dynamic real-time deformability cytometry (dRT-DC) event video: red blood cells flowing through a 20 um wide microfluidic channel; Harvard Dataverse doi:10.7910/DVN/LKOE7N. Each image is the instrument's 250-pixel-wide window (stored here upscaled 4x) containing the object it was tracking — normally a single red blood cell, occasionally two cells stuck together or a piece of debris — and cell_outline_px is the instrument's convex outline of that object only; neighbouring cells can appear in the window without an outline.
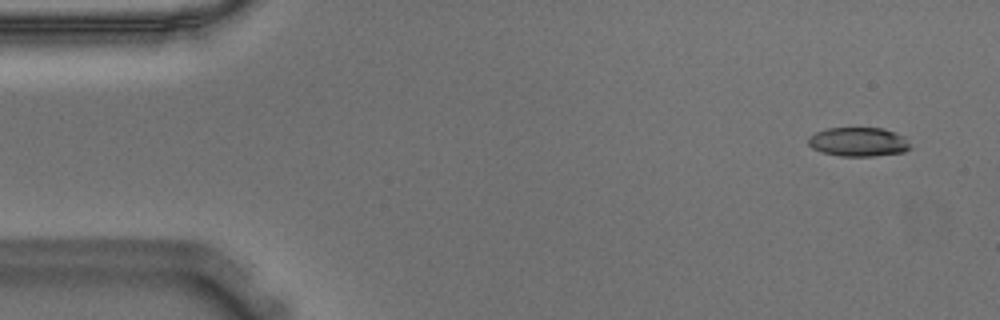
{"species": "Egyptian fruit bat (a non-hibernating species)", "species_latin": "Rousettus aegyptiacus", "temperature_condition": "warm", "stored_images_in_passage": 13, "camera_frame_rate_fps": 3000, "um_per_image_px": 0.085, "animal": {"sex": "male"}, "frame": {"image": 1, "passage_image": 3, "time_ms": 0.667, "image_size_px": [1000, 320], "cell_outline_px": [[912, 148], [904, 152], [872, 156], [840, 156], [820, 152], [812, 148], [808, 144], [808, 136], [816, 132], [828, 128], [880, 128], [896, 132], [904, 136]], "centroid_in_image_um": [72.96, 12.06], "position_along_channel_um": 12.0, "area_um2": 17.4}}